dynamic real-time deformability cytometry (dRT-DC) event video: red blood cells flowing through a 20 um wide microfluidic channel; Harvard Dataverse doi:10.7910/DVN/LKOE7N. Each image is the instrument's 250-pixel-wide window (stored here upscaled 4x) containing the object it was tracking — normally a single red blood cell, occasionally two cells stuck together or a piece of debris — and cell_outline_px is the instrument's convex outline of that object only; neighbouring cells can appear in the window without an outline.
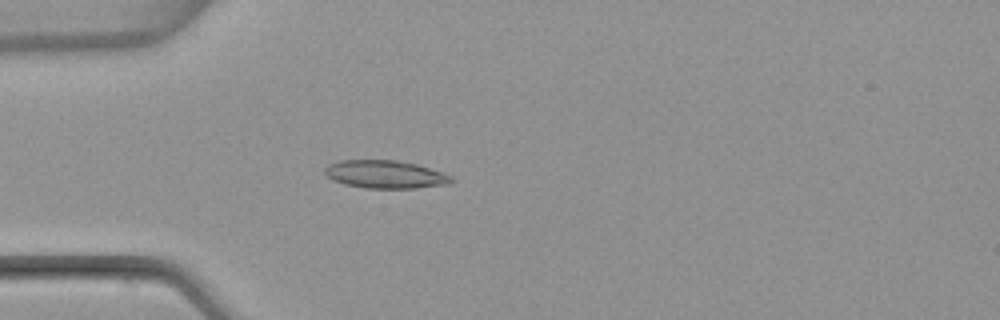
{"species": "common noctule bat (a hibernating species)", "species_latin": "Nyctalus noctula", "temperature_condition": "warm", "stored_images_in_passage": 4, "camera_frame_rate_fps": 3000, "um_per_image_px": 0.085, "animal": {"sex": "female", "body_mass_g": 22.7, "forearm_length_mm": 54.2}, "frame": {"image": 1, "passage_image": 4, "time_ms": 3.333, "image_size_px": [1000, 320], "cell_outline_px": [[452, 184], [416, 188], [364, 188], [344, 184], [328, 176], [324, 172], [324, 168], [328, 164], [340, 160], [396, 160], [416, 164], [452, 176]], "centroid_in_image_um": [32.75, 14.82], "position_along_channel_um": 52.3, "area_um2": 20.52}}